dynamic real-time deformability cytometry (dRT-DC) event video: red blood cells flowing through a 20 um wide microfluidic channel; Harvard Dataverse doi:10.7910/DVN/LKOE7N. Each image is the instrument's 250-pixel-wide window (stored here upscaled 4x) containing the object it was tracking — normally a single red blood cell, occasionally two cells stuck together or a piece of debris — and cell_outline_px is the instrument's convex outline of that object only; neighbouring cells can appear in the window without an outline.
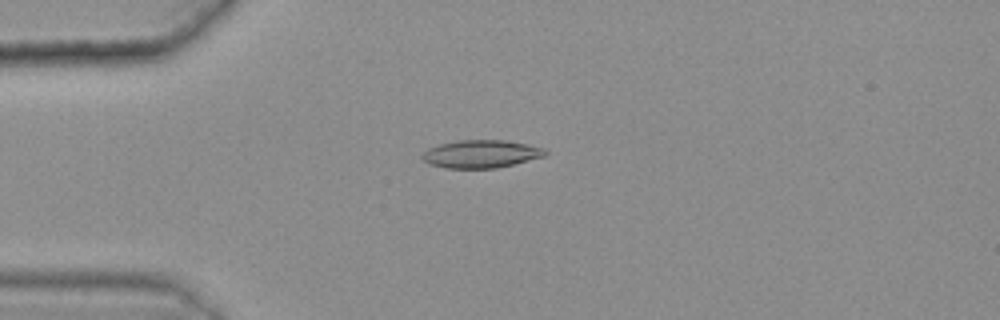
{"species": "common noctule bat (a hibernating species)", "species_latin": "Nyctalus noctula", "temperature_condition": "warm", "stored_images_in_passage": 44, "camera_frame_rate_fps": 3000, "um_per_image_px": 0.085, "animal": {"sex": "female", "body_mass_g": 25.1}, "frame": {"image": 1, "passage_image": 9, "time_ms": 2.667, "image_size_px": [1000, 320], "cell_outline_px": [[548, 152], [544, 156], [496, 168], [448, 168], [428, 164], [420, 156], [428, 148], [440, 144], [456, 140], [504, 140], [528, 144], [544, 148]], "centroid_in_image_um": [40.87, 13.08], "position_along_channel_um": 44.1, "area_um2": 19.88}}
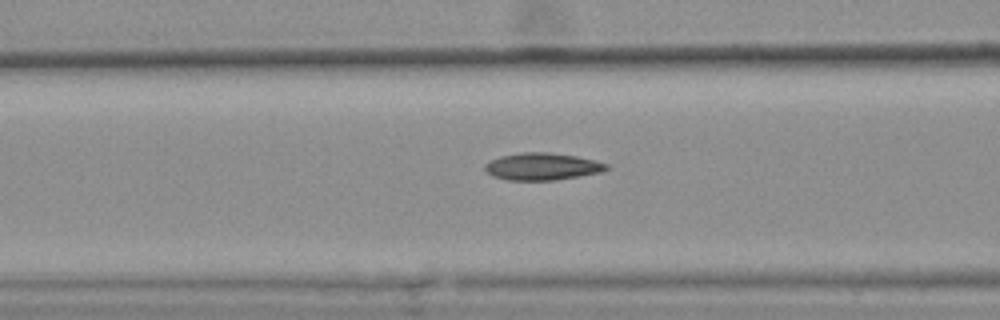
{"frame": {"image": 2, "passage_image": 17, "time_ms": 5.333, "image_size_px": [1000, 320], "cell_outline_px": [[608, 168], [600, 172], [552, 180], [508, 180], [492, 176], [484, 168], [484, 164], [500, 156], [520, 152], [548, 152], [576, 156], [608, 164]], "centroid_in_image_um": [46.03, 14.14], "position_along_channel_um": 120.6, "area_um2": 18.96}}
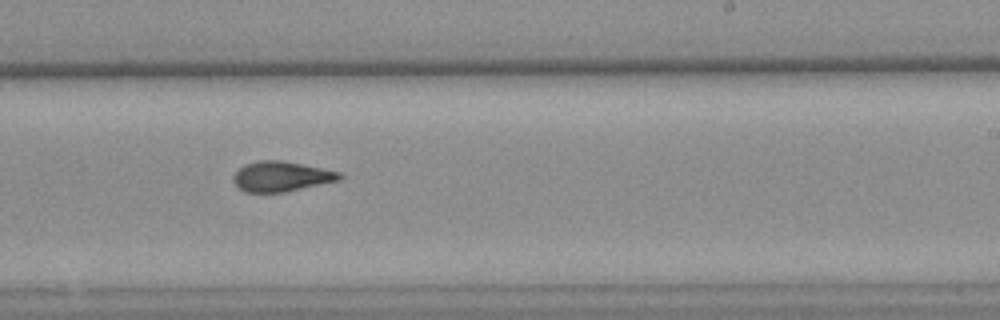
{"frame": {"image": 3, "passage_image": 29, "time_ms": 9.333, "image_size_px": [1000, 320], "cell_outline_px": [[344, 176], [340, 180], [284, 192], [244, 192], [232, 180], [232, 176], [244, 164], [260, 160], [284, 160], [340, 172]], "centroid_in_image_um": [23.91, 14.99], "position_along_channel_um": 265.1, "area_um2": 18.61}, "authors_computed_cell_mechanics": {"area_um2": 18.9584, "velocity_mm_per_s": 3.6214, "shape_relaxation_time_tau1_ms": null, "shape_relaxation_time_tau2_ms": 2.6971, "deformation_change_tau1": null, "deformation_change_tau2": 0.1075}}